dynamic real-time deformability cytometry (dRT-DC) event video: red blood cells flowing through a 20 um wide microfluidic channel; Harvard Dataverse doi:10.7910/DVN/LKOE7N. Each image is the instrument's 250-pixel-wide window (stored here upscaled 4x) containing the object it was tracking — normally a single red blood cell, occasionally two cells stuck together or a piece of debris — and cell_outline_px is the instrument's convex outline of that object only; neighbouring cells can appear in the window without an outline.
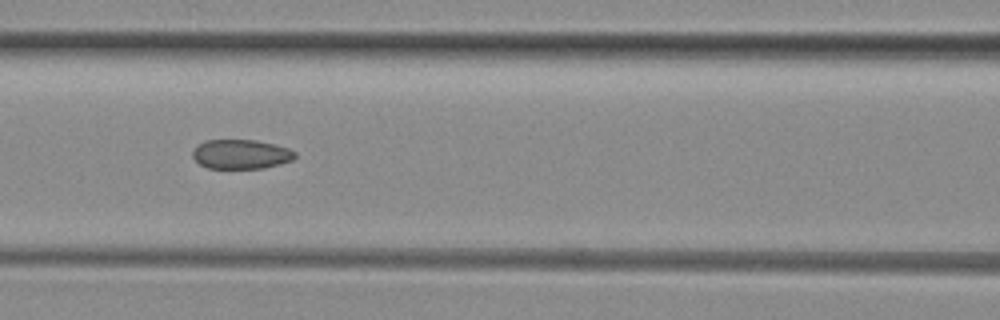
{"species": "common noctule bat (a hibernating species)", "species_latin": "Nyctalus noctula", "temperature_condition": "room temperature", "stored_images_in_passage": 8, "segment_of_instrument_passage": [1, 2], "camera_frame_rate_fps": 3000, "um_per_image_px": 0.085, "animal": {"sex": "female", "body_mass_g": 29.2, "forearm_length_mm": 56.3}, "frame": {"image": 1, "passage_image": 5, "time_ms": 5.333, "image_size_px": [1000, 320], "cell_outline_px": [[296, 156], [292, 160], [280, 164], [264, 168], [208, 168], [200, 164], [192, 156], [192, 152], [204, 140], [256, 140], [288, 148], [296, 152]], "centroid_in_image_um": [20.49, 13.11], "position_along_channel_um": 146.1, "area_um2": 17.4}}
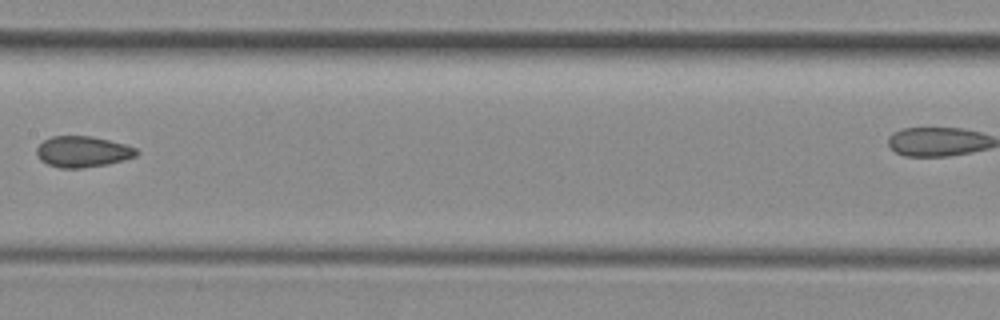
{"frame": {"image": 2, "passage_image": 6, "time_ms": 6.667, "image_size_px": [1000, 320], "cell_outline_px": [[140, 152], [136, 156], [124, 160], [108, 164], [84, 168], [60, 168], [48, 164], [40, 160], [36, 152], [36, 148], [44, 140], [52, 136], [92, 136], [124, 144], [136, 148]], "centroid_in_image_um": [7.03, 12.9], "position_along_channel_um": 200.4, "area_um2": 18.09}}
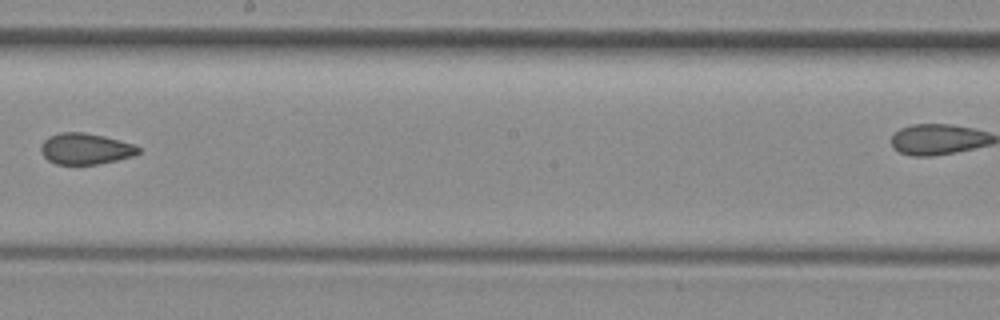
{"frame": {"image": 3, "passage_image": 7, "time_ms": 7.667, "image_size_px": [1000, 320], "cell_outline_px": [[140, 152], [132, 156], [116, 160], [96, 164], [56, 164], [48, 160], [40, 152], [40, 144], [48, 136], [60, 132], [84, 132], [104, 136], [136, 144], [140, 148]], "centroid_in_image_um": [7.25, 12.63], "position_along_channel_um": 241.0, "area_um2": 17.8}}